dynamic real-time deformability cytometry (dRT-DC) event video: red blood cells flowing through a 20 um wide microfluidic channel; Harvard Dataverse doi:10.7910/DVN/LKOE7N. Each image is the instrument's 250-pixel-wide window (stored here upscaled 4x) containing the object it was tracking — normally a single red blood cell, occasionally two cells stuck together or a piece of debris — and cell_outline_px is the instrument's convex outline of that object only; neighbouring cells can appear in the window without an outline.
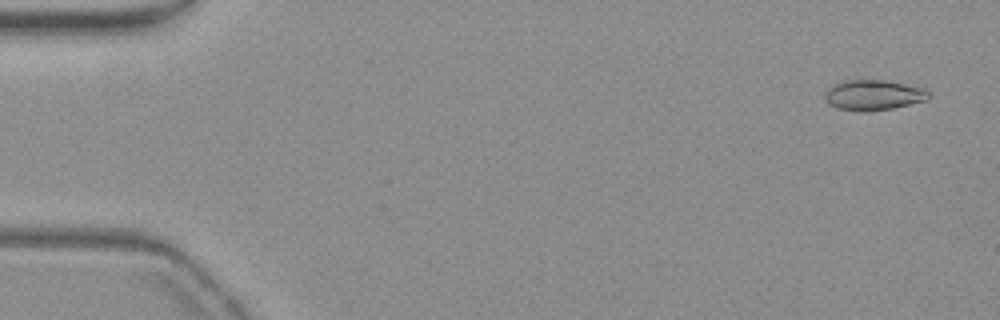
{"species": "common noctule bat (a hibernating species)", "species_latin": "Nyctalus noctula", "temperature_condition": "warm", "stored_images_in_passage": 56, "camera_frame_rate_fps": 3000, "um_per_image_px": 0.085, "animal": {"sex": "female", "body_mass_g": 19.3, "forearm_length_mm": 54.1}, "frame": {"image": 1, "passage_image": 3, "time_ms": 0.667, "image_size_px": [1000, 320], "cell_outline_px": [[932, 96], [928, 100], [892, 108], [864, 112], [836, 108], [828, 104], [824, 100], [824, 92], [828, 88], [836, 84], [848, 80], [884, 80], [924, 88]], "centroid_in_image_um": [74.23, 8.09], "position_along_channel_um": 10.8, "area_um2": 18.38}}
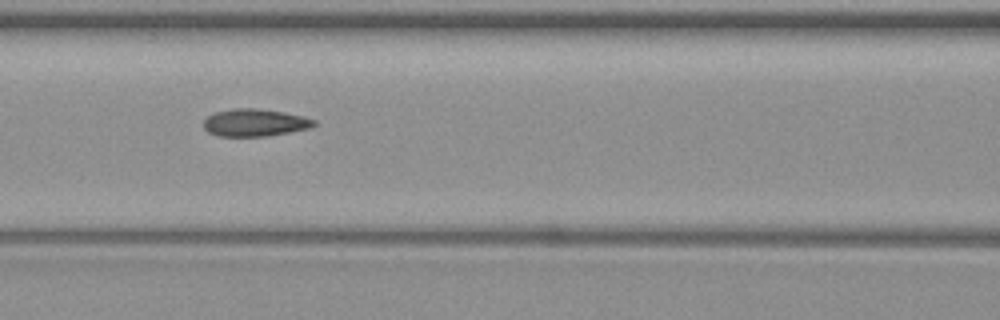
{"frame": {"image": 2, "passage_image": 25, "time_ms": 8.0, "image_size_px": [1000, 320], "cell_outline_px": [[316, 124], [308, 128], [268, 136], [216, 136], [208, 132], [204, 128], [204, 120], [208, 116], [216, 112], [232, 108], [256, 108], [284, 112], [304, 116], [316, 120]], "centroid_in_image_um": [21.65, 10.42], "position_along_channel_um": 145.0, "area_um2": 17.63}}
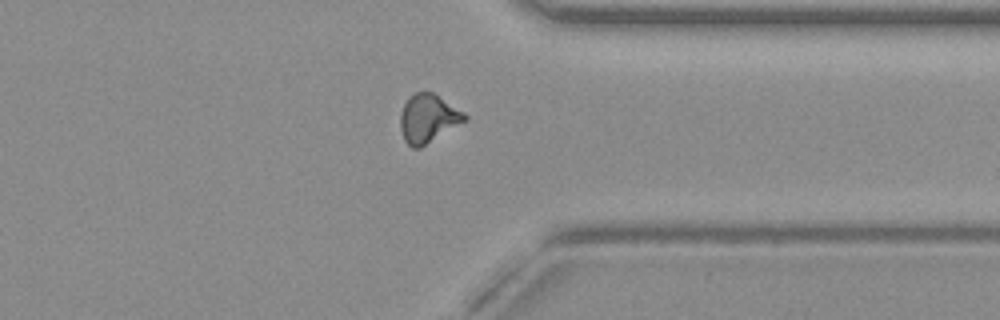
{"frame": {"image": 3, "passage_image": 44, "time_ms": 14.333, "image_size_px": [1000, 320], "cell_outline_px": [[468, 120], [420, 148], [412, 148], [404, 140], [400, 128], [400, 112], [404, 104], [416, 92], [432, 92], [464, 112], [468, 116]], "centroid_in_image_um": [36.4, 10.09], "position_along_channel_um": 375.0, "area_um2": 18.09}, "authors_computed_cell_mechanics": {"area_um2": 17.34, "velocity_mm_per_s": 3.6931, "shape_relaxation_time_tau1_ms": 6.4213, "shape_relaxation_time_tau2_ms": 1.6231, "deformation_change_tau1": 0.1768, "deformation_change_tau2": 0.0904}}